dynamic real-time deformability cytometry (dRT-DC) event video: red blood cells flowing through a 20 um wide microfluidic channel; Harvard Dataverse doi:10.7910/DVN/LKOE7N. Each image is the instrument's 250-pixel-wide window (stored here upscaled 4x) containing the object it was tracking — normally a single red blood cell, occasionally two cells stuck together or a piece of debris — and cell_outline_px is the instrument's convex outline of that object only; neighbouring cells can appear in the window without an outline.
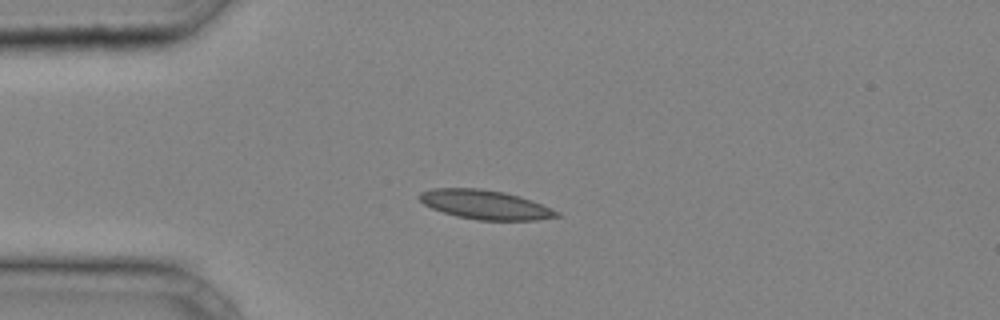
{"species": "common noctule bat (a hibernating species)", "species_latin": "Nyctalus noctula", "temperature_condition": "cold", "stored_images_in_passage": 39, "camera_frame_rate_fps": 3000, "um_per_image_px": 0.085, "animal": {"sex": "male", "body_mass_g": 20.4}, "frame": {"image": 1, "passage_image": 9, "time_ms": 2.667, "image_size_px": [1000, 320], "cell_outline_px": [[564, 216], [536, 220], [480, 220], [456, 216], [432, 208], [424, 204], [416, 196], [420, 192], [432, 188], [480, 188], [504, 192], [520, 196], [532, 200], [552, 208], [560, 212]], "centroid_in_image_um": [41.27, 17.39], "position_along_channel_um": 43.7, "area_um2": 23.52}}
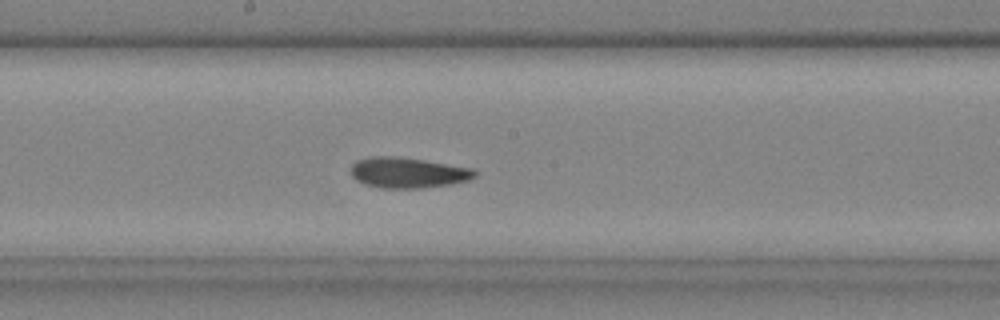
{"frame": {"image": 2, "passage_image": 21, "time_ms": 6.667, "image_size_px": [1000, 320], "cell_outline_px": [[476, 176], [468, 180], [448, 184], [420, 188], [380, 188], [364, 184], [356, 180], [352, 176], [352, 164], [356, 160], [368, 156], [400, 156], [472, 168], [476, 172]], "centroid_in_image_um": [34.62, 14.66], "position_along_channel_um": 213.6, "area_um2": 22.08}}
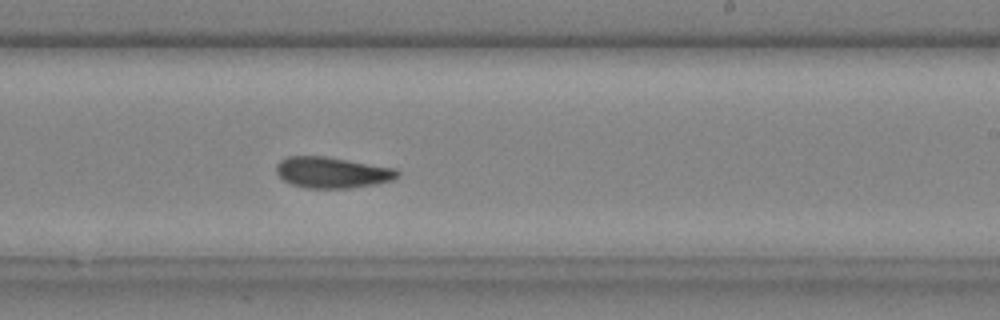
{"frame": {"image": 3, "passage_image": 24, "time_ms": 7.667, "image_size_px": [1000, 320], "cell_outline_px": [[400, 176], [392, 180], [376, 184], [348, 188], [308, 188], [292, 184], [284, 180], [276, 172], [276, 164], [280, 160], [288, 156], [328, 156], [396, 168], [400, 172]], "centroid_in_image_um": [28.26, 14.65], "position_along_channel_um": 260.7, "area_um2": 22.08}}